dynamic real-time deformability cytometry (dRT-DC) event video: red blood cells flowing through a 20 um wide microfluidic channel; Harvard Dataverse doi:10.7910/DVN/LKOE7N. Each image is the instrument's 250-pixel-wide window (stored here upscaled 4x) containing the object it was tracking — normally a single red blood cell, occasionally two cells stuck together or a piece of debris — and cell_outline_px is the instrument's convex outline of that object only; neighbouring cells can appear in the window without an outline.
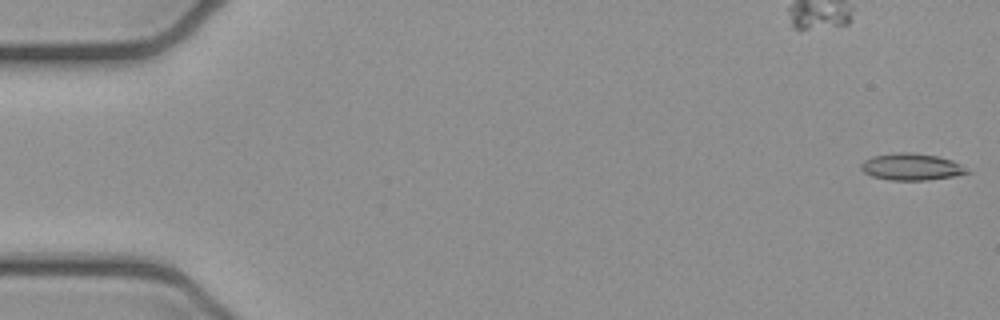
{"species": "common noctule bat (a hibernating species)", "species_latin": "Nyctalus noctula", "temperature_condition": "cold", "stored_images_in_passage": 4, "camera_frame_rate_fps": 3000, "um_per_image_px": 0.085, "animal": {"sex": "female", "body_mass_g": 21.9}, "frame": {"image": 1, "passage_image": 1, "time_ms": 0.0, "image_size_px": [1000, 320], "cell_outline_px": [[972, 172], [952, 176], [928, 180], [888, 180], [872, 176], [864, 172], [860, 168], [860, 164], [864, 160], [872, 156], [896, 152], [912, 152], [936, 156], [952, 160], [960, 164]], "centroid_in_image_um": [77.44, 14.18], "position_along_channel_um": 7.6, "area_um2": 16.59}}